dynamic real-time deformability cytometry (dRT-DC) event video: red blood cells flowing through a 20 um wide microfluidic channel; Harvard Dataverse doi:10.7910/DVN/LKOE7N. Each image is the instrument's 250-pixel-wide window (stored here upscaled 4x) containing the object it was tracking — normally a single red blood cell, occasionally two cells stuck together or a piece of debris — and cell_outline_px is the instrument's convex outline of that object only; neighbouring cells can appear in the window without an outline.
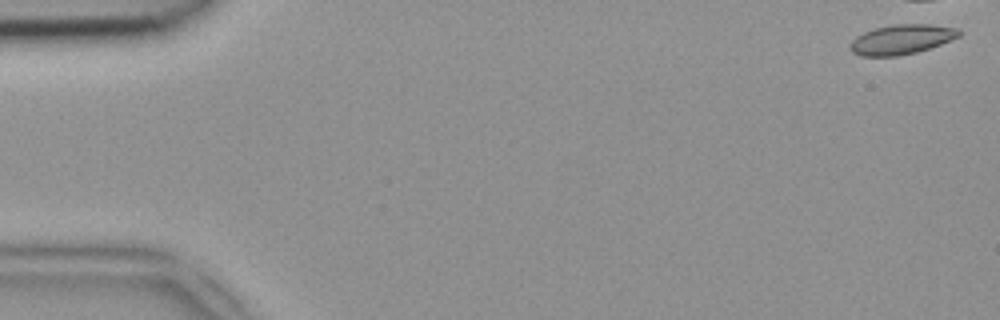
{"species": "common noctule bat (a hibernating species)", "species_latin": "Nyctalus noctula", "temperature_condition": "room temperature", "stored_images_in_passage": 4, "camera_frame_rate_fps": 3000, "um_per_image_px": 0.085, "animal": {"sex": "female", "body_mass_g": 18.4}, "frame": {"image": 1, "passage_image": 1, "time_ms": 0.0, "image_size_px": [1000, 320], "cell_outline_px": [[960, 36], [940, 44], [916, 52], [896, 56], [860, 56], [852, 52], [848, 48], [848, 44], [856, 36], [864, 32], [876, 28], [896, 24], [932, 24], [956, 28], [960, 32]], "centroid_in_image_um": [76.58, 3.35], "position_along_channel_um": 8.4, "area_um2": 18.79}}